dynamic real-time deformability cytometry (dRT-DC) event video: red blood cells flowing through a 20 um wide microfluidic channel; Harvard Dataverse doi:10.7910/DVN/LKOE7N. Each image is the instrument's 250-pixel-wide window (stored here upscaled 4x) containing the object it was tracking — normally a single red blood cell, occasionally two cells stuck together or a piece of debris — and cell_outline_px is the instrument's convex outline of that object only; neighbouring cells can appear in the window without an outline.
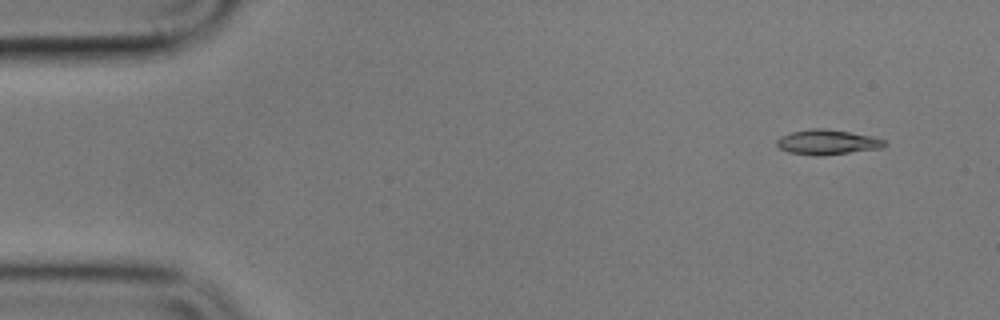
{"species": "common noctule bat (a hibernating species)", "species_latin": "Nyctalus noctula", "temperature_condition": "cold", "stored_images_in_passage": 4, "camera_frame_rate_fps": 3000, "um_per_image_px": 0.085, "animal": {"sex": "male", "body_mass_g": 17.9}, "frame": {"image": 1, "passage_image": 1, "time_ms": 0.0, "image_size_px": [1000, 320], "cell_outline_px": [[884, 144], [880, 148], [820, 156], [816, 156], [788, 152], [780, 148], [776, 144], [776, 140], [780, 136], [792, 132], [812, 128], [824, 128], [848, 132], [868, 136], [884, 140]], "centroid_in_image_um": [70.23, 12.08], "position_along_channel_um": 14.8, "area_um2": 15.32}}
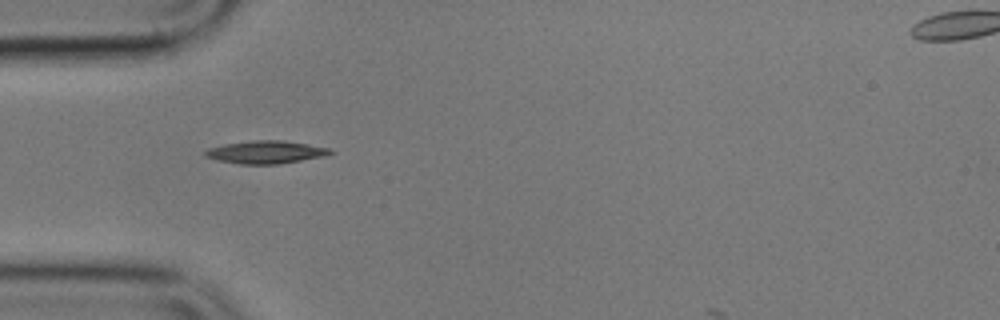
{"frame": {"image": 2, "passage_image": 4, "time_ms": 4.333, "image_size_px": [1000, 320], "cell_outline_px": [[336, 152], [324, 156], [280, 164], [240, 164], [216, 160], [204, 156], [204, 152], [208, 148], [224, 144], [252, 140], [284, 140], [328, 148]], "centroid_in_image_um": [22.57, 12.93], "position_along_channel_um": 62.4, "area_um2": 16.65}}